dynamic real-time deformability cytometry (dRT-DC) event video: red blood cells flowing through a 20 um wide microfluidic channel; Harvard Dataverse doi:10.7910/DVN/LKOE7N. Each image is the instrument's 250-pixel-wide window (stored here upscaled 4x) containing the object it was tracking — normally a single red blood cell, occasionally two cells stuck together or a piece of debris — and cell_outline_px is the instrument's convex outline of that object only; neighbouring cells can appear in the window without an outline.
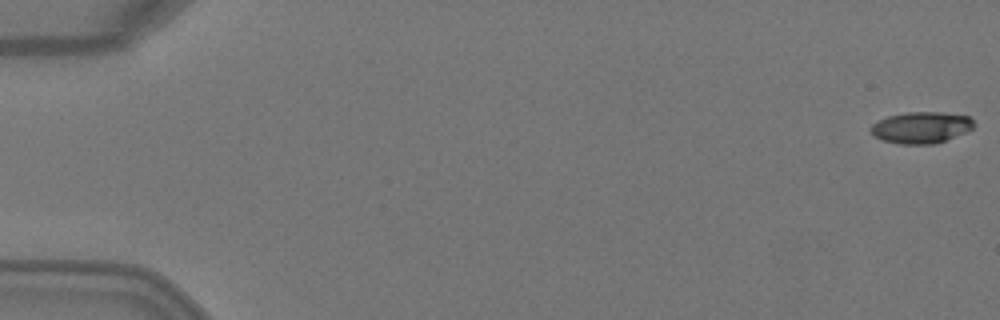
{"species": "Egyptian fruit bat (a non-hibernating species)", "species_latin": "Rousettus aegyptiacus", "temperature_condition": "warm", "stored_images_in_passage": 5, "camera_frame_rate_fps": 3000, "um_per_image_px": 0.085, "animal": {"sex": "female"}, "frame": {"image": 1, "passage_image": 1, "time_ms": 0.0, "image_size_px": [1000, 320], "cell_outline_px": [[976, 124], [972, 128], [964, 132], [936, 144], [900, 144], [880, 140], [872, 136], [868, 128], [872, 124], [888, 116], [908, 112], [940, 112], [968, 116]], "centroid_in_image_um": [78.24, 10.85], "position_along_channel_um": 6.8, "area_um2": 18.96}}
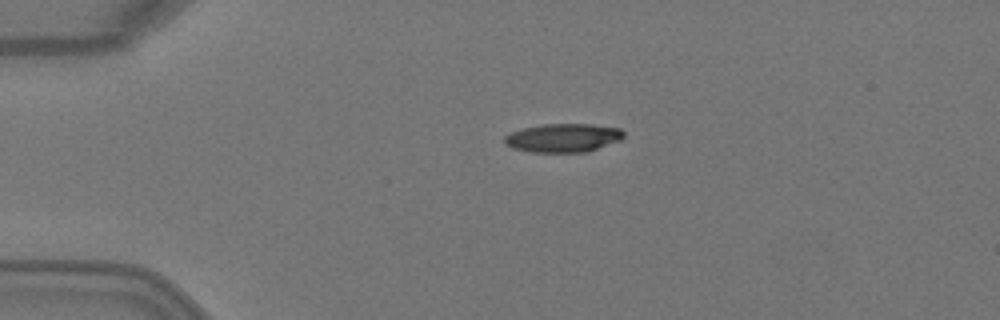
{"frame": {"image": 2, "passage_image": 4, "time_ms": 1.0, "image_size_px": [1000, 320], "cell_outline_px": [[624, 136], [620, 140], [588, 152], [532, 152], [512, 148], [504, 144], [504, 136], [512, 132], [524, 128], [544, 124], [592, 124], [620, 128], [624, 132]], "centroid_in_image_um": [47.87, 11.72], "position_along_channel_um": 37.1, "area_um2": 19.88}}